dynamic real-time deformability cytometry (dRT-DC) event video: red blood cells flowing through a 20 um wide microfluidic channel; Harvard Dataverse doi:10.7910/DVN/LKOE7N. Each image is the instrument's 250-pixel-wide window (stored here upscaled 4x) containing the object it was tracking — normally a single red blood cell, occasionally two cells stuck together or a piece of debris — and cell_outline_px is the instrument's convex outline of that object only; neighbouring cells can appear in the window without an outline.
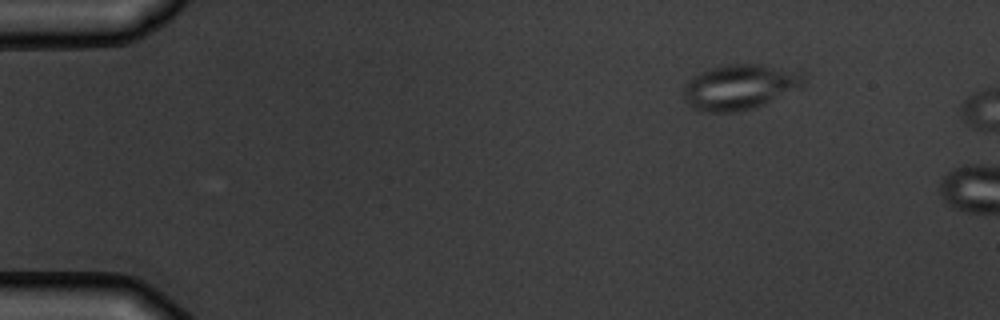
{"species": "common noctule bat (a hibernating species)", "species_latin": "Nyctalus noctula", "temperature_condition": "warm", "stored_images_in_passage": 2, "camera_frame_rate_fps": 3000, "um_per_image_px": 0.085, "animal": {"sex": "male", "body_mass_g": 19.5, "forearm_length_mm": 54.6}, "frame": {"image": 1, "passage_image": 1, "time_ms": 0.0, "image_size_px": [1000, 320], "cell_outline_px": [[804, 88], [756, 108], [736, 112], [704, 112], [692, 108], [684, 100], [684, 84], [692, 76], [708, 68], [728, 64], [760, 64], [804, 72]], "centroid_in_image_um": [62.91, 7.4], "position_along_channel_um": 22.1, "area_um2": 32.43}}